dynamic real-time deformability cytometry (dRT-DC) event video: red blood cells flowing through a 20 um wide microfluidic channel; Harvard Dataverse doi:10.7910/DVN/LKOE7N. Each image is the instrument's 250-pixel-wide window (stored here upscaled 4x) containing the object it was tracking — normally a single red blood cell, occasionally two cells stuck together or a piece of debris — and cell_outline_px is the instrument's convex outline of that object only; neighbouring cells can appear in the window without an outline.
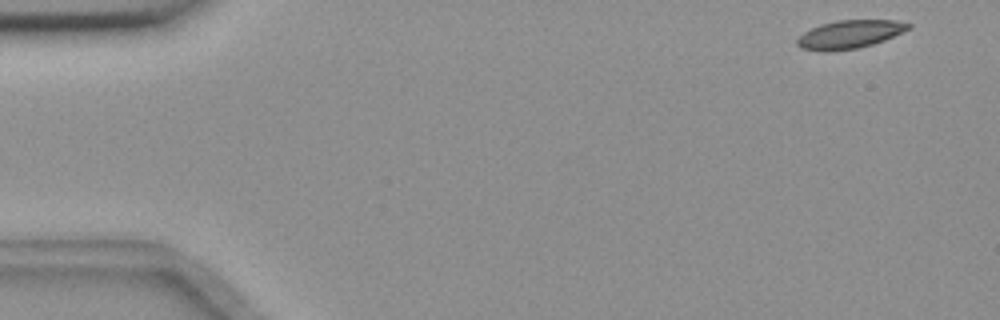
{"species": "common noctule bat (a hibernating species)", "species_latin": "Nyctalus noctula", "temperature_condition": "room temperature", "stored_images_in_passage": 53, "camera_frame_rate_fps": 3000, "um_per_image_px": 0.085, "animal": {"sex": "female", "body_mass_g": 18.4}, "frame": {"image": 1, "passage_image": 1, "time_ms": 0.0, "image_size_px": [1000, 320], "cell_outline_px": [[912, 28], [884, 40], [872, 44], [856, 48], [828, 52], [820, 52], [800, 48], [796, 44], [796, 40], [804, 32], [820, 24], [840, 20], [896, 20], [912, 24]], "centroid_in_image_um": [72.21, 2.92], "position_along_channel_um": 12.8, "area_um2": 18.38}}
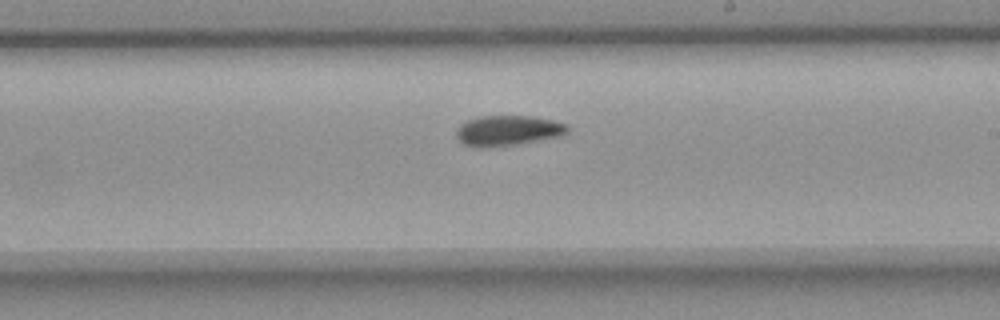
{"frame": {"image": 2, "passage_image": 30, "time_ms": 9.667, "image_size_px": [1000, 320], "cell_outline_px": [[568, 132], [560, 136], [512, 144], [464, 144], [456, 136], [456, 128], [460, 124], [468, 120], [480, 116], [528, 116], [552, 120], [568, 124]], "centroid_in_image_um": [43.21, 11.04], "position_along_channel_um": 245.8, "area_um2": 18.61}}
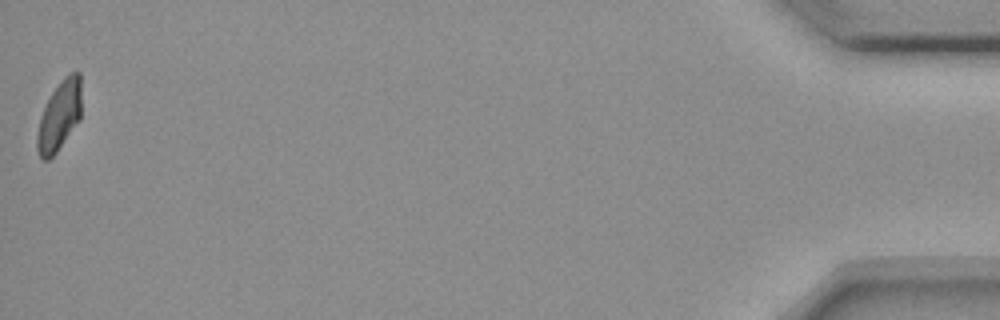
{"frame": {"image": 3, "passage_image": 53, "time_ms": 17.333, "image_size_px": [1000, 320], "cell_outline_px": [[80, 120], [56, 152], [48, 160], [40, 160], [36, 148], [36, 136], [40, 116], [52, 92], [60, 80], [64, 76], [72, 72], [80, 72]], "centroid_in_image_um": [5.02, 9.86], "position_along_channel_um": 430.2, "area_um2": 17.98}, "authors_computed_cell_mechanics": {"area_um2": 18.9584, "velocity_mm_per_s": 3.6608, "shape_relaxation_time_tau1_ms": 8.3288, "shape_relaxation_time_tau2_ms": 9.5962, "deformation_change_tau1": 0.1572, "deformation_change_tau2": 0.1282}}